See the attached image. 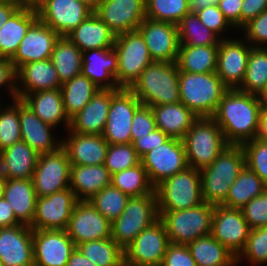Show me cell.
I'll return each instance as SVG.
<instances>
[{"label":"cell","instance_id":"1","mask_svg":"<svg viewBox=\"0 0 267 266\" xmlns=\"http://www.w3.org/2000/svg\"><path fill=\"white\" fill-rule=\"evenodd\" d=\"M261 105L258 95L228 89L212 116L228 144L242 145L256 138Z\"/></svg>","mask_w":267,"mask_h":266},{"label":"cell","instance_id":"2","mask_svg":"<svg viewBox=\"0 0 267 266\" xmlns=\"http://www.w3.org/2000/svg\"><path fill=\"white\" fill-rule=\"evenodd\" d=\"M245 166L243 146L228 144L212 164L200 170L203 202L223 205L231 185Z\"/></svg>","mask_w":267,"mask_h":266},{"label":"cell","instance_id":"3","mask_svg":"<svg viewBox=\"0 0 267 266\" xmlns=\"http://www.w3.org/2000/svg\"><path fill=\"white\" fill-rule=\"evenodd\" d=\"M129 89L146 106L180 102L177 63L153 61Z\"/></svg>","mask_w":267,"mask_h":266},{"label":"cell","instance_id":"4","mask_svg":"<svg viewBox=\"0 0 267 266\" xmlns=\"http://www.w3.org/2000/svg\"><path fill=\"white\" fill-rule=\"evenodd\" d=\"M228 89L216 72L179 71L180 102L198 117H212Z\"/></svg>","mask_w":267,"mask_h":266},{"label":"cell","instance_id":"5","mask_svg":"<svg viewBox=\"0 0 267 266\" xmlns=\"http://www.w3.org/2000/svg\"><path fill=\"white\" fill-rule=\"evenodd\" d=\"M182 140L187 164L197 170L212 164L228 145L212 117H198Z\"/></svg>","mask_w":267,"mask_h":266},{"label":"cell","instance_id":"6","mask_svg":"<svg viewBox=\"0 0 267 266\" xmlns=\"http://www.w3.org/2000/svg\"><path fill=\"white\" fill-rule=\"evenodd\" d=\"M215 206L208 203L178 211H158L170 243L188 244L211 234Z\"/></svg>","mask_w":267,"mask_h":266},{"label":"cell","instance_id":"7","mask_svg":"<svg viewBox=\"0 0 267 266\" xmlns=\"http://www.w3.org/2000/svg\"><path fill=\"white\" fill-rule=\"evenodd\" d=\"M158 211H178L203 203L200 170L186 167L155 187Z\"/></svg>","mask_w":267,"mask_h":266},{"label":"cell","instance_id":"8","mask_svg":"<svg viewBox=\"0 0 267 266\" xmlns=\"http://www.w3.org/2000/svg\"><path fill=\"white\" fill-rule=\"evenodd\" d=\"M158 219L156 194L130 197L124 211L111 223V238L124 249Z\"/></svg>","mask_w":267,"mask_h":266},{"label":"cell","instance_id":"9","mask_svg":"<svg viewBox=\"0 0 267 266\" xmlns=\"http://www.w3.org/2000/svg\"><path fill=\"white\" fill-rule=\"evenodd\" d=\"M113 48L118 57L115 81L119 88L129 89L153 60L138 30L116 35Z\"/></svg>","mask_w":267,"mask_h":266},{"label":"cell","instance_id":"10","mask_svg":"<svg viewBox=\"0 0 267 266\" xmlns=\"http://www.w3.org/2000/svg\"><path fill=\"white\" fill-rule=\"evenodd\" d=\"M169 243L165 226L158 219L123 249V265L161 266Z\"/></svg>","mask_w":267,"mask_h":266},{"label":"cell","instance_id":"11","mask_svg":"<svg viewBox=\"0 0 267 266\" xmlns=\"http://www.w3.org/2000/svg\"><path fill=\"white\" fill-rule=\"evenodd\" d=\"M141 105L140 100L130 89H111V105L102 133L109 144L132 143V120Z\"/></svg>","mask_w":267,"mask_h":266},{"label":"cell","instance_id":"12","mask_svg":"<svg viewBox=\"0 0 267 266\" xmlns=\"http://www.w3.org/2000/svg\"><path fill=\"white\" fill-rule=\"evenodd\" d=\"M70 161L66 150L39 154L32 181L37 197H44L70 188Z\"/></svg>","mask_w":267,"mask_h":266},{"label":"cell","instance_id":"13","mask_svg":"<svg viewBox=\"0 0 267 266\" xmlns=\"http://www.w3.org/2000/svg\"><path fill=\"white\" fill-rule=\"evenodd\" d=\"M140 159L154 187L188 167L183 140L177 138L154 147Z\"/></svg>","mask_w":267,"mask_h":266},{"label":"cell","instance_id":"14","mask_svg":"<svg viewBox=\"0 0 267 266\" xmlns=\"http://www.w3.org/2000/svg\"><path fill=\"white\" fill-rule=\"evenodd\" d=\"M34 6L38 18L59 36H66L93 12L78 0H38Z\"/></svg>","mask_w":267,"mask_h":266},{"label":"cell","instance_id":"15","mask_svg":"<svg viewBox=\"0 0 267 266\" xmlns=\"http://www.w3.org/2000/svg\"><path fill=\"white\" fill-rule=\"evenodd\" d=\"M78 201L70 188L37 197L35 216L30 227L35 230H66Z\"/></svg>","mask_w":267,"mask_h":266},{"label":"cell","instance_id":"16","mask_svg":"<svg viewBox=\"0 0 267 266\" xmlns=\"http://www.w3.org/2000/svg\"><path fill=\"white\" fill-rule=\"evenodd\" d=\"M250 231L241 209L215 206L211 235L236 257L244 249Z\"/></svg>","mask_w":267,"mask_h":266},{"label":"cell","instance_id":"17","mask_svg":"<svg viewBox=\"0 0 267 266\" xmlns=\"http://www.w3.org/2000/svg\"><path fill=\"white\" fill-rule=\"evenodd\" d=\"M252 46L243 38L221 39L216 74L229 89L238 88L245 76Z\"/></svg>","mask_w":267,"mask_h":266},{"label":"cell","instance_id":"18","mask_svg":"<svg viewBox=\"0 0 267 266\" xmlns=\"http://www.w3.org/2000/svg\"><path fill=\"white\" fill-rule=\"evenodd\" d=\"M34 266H66L76 248L66 230L32 229Z\"/></svg>","mask_w":267,"mask_h":266},{"label":"cell","instance_id":"19","mask_svg":"<svg viewBox=\"0 0 267 266\" xmlns=\"http://www.w3.org/2000/svg\"><path fill=\"white\" fill-rule=\"evenodd\" d=\"M66 232L77 246L86 241L111 237V222L88 200H79L71 214Z\"/></svg>","mask_w":267,"mask_h":266},{"label":"cell","instance_id":"20","mask_svg":"<svg viewBox=\"0 0 267 266\" xmlns=\"http://www.w3.org/2000/svg\"><path fill=\"white\" fill-rule=\"evenodd\" d=\"M94 13L115 35L135 31L146 18L145 0H101Z\"/></svg>","mask_w":267,"mask_h":266},{"label":"cell","instance_id":"21","mask_svg":"<svg viewBox=\"0 0 267 266\" xmlns=\"http://www.w3.org/2000/svg\"><path fill=\"white\" fill-rule=\"evenodd\" d=\"M153 61L176 62L179 51L177 25L145 18L137 29Z\"/></svg>","mask_w":267,"mask_h":266},{"label":"cell","instance_id":"22","mask_svg":"<svg viewBox=\"0 0 267 266\" xmlns=\"http://www.w3.org/2000/svg\"><path fill=\"white\" fill-rule=\"evenodd\" d=\"M59 35L39 18L29 27L17 51L10 59L15 70L20 66L50 59Z\"/></svg>","mask_w":267,"mask_h":266},{"label":"cell","instance_id":"23","mask_svg":"<svg viewBox=\"0 0 267 266\" xmlns=\"http://www.w3.org/2000/svg\"><path fill=\"white\" fill-rule=\"evenodd\" d=\"M0 264L34 266L30 226L19 224L0 228Z\"/></svg>","mask_w":267,"mask_h":266},{"label":"cell","instance_id":"24","mask_svg":"<svg viewBox=\"0 0 267 266\" xmlns=\"http://www.w3.org/2000/svg\"><path fill=\"white\" fill-rule=\"evenodd\" d=\"M19 121L22 141L38 154L50 153L62 146L56 141L54 127L43 122L21 99H19Z\"/></svg>","mask_w":267,"mask_h":266},{"label":"cell","instance_id":"25","mask_svg":"<svg viewBox=\"0 0 267 266\" xmlns=\"http://www.w3.org/2000/svg\"><path fill=\"white\" fill-rule=\"evenodd\" d=\"M68 137L62 138L71 165H102L105 162L109 143L102 135L79 134L66 131Z\"/></svg>","mask_w":267,"mask_h":266},{"label":"cell","instance_id":"26","mask_svg":"<svg viewBox=\"0 0 267 266\" xmlns=\"http://www.w3.org/2000/svg\"><path fill=\"white\" fill-rule=\"evenodd\" d=\"M61 85L50 59L30 62L16 70L17 99H22L32 92L61 88Z\"/></svg>","mask_w":267,"mask_h":266},{"label":"cell","instance_id":"27","mask_svg":"<svg viewBox=\"0 0 267 266\" xmlns=\"http://www.w3.org/2000/svg\"><path fill=\"white\" fill-rule=\"evenodd\" d=\"M82 60V74L99 89H120L115 81L118 57L114 48L84 51Z\"/></svg>","mask_w":267,"mask_h":266},{"label":"cell","instance_id":"28","mask_svg":"<svg viewBox=\"0 0 267 266\" xmlns=\"http://www.w3.org/2000/svg\"><path fill=\"white\" fill-rule=\"evenodd\" d=\"M111 105V89H99L85 107L70 119V130L102 135Z\"/></svg>","mask_w":267,"mask_h":266},{"label":"cell","instance_id":"29","mask_svg":"<svg viewBox=\"0 0 267 266\" xmlns=\"http://www.w3.org/2000/svg\"><path fill=\"white\" fill-rule=\"evenodd\" d=\"M38 19L34 5L23 4L0 28V58L11 59L29 27Z\"/></svg>","mask_w":267,"mask_h":266},{"label":"cell","instance_id":"30","mask_svg":"<svg viewBox=\"0 0 267 266\" xmlns=\"http://www.w3.org/2000/svg\"><path fill=\"white\" fill-rule=\"evenodd\" d=\"M45 123L56 128L63 123L70 128V119L65 113L61 88L26 94L21 99Z\"/></svg>","mask_w":267,"mask_h":266},{"label":"cell","instance_id":"31","mask_svg":"<svg viewBox=\"0 0 267 266\" xmlns=\"http://www.w3.org/2000/svg\"><path fill=\"white\" fill-rule=\"evenodd\" d=\"M39 154L24 141L0 151V173L6 179H32Z\"/></svg>","mask_w":267,"mask_h":266},{"label":"cell","instance_id":"32","mask_svg":"<svg viewBox=\"0 0 267 266\" xmlns=\"http://www.w3.org/2000/svg\"><path fill=\"white\" fill-rule=\"evenodd\" d=\"M115 36L94 12L66 35L82 52L93 49L113 48Z\"/></svg>","mask_w":267,"mask_h":266},{"label":"cell","instance_id":"33","mask_svg":"<svg viewBox=\"0 0 267 266\" xmlns=\"http://www.w3.org/2000/svg\"><path fill=\"white\" fill-rule=\"evenodd\" d=\"M112 175L102 165H71L70 189L78 200H89L94 194L111 185Z\"/></svg>","mask_w":267,"mask_h":266},{"label":"cell","instance_id":"34","mask_svg":"<svg viewBox=\"0 0 267 266\" xmlns=\"http://www.w3.org/2000/svg\"><path fill=\"white\" fill-rule=\"evenodd\" d=\"M3 197L12 206L16 219L30 226L37 201L32 179H6Z\"/></svg>","mask_w":267,"mask_h":266},{"label":"cell","instance_id":"35","mask_svg":"<svg viewBox=\"0 0 267 266\" xmlns=\"http://www.w3.org/2000/svg\"><path fill=\"white\" fill-rule=\"evenodd\" d=\"M157 129L170 138L183 139L193 122L198 118L182 102L151 107Z\"/></svg>","mask_w":267,"mask_h":266},{"label":"cell","instance_id":"36","mask_svg":"<svg viewBox=\"0 0 267 266\" xmlns=\"http://www.w3.org/2000/svg\"><path fill=\"white\" fill-rule=\"evenodd\" d=\"M197 266H235L236 256L211 234L187 244Z\"/></svg>","mask_w":267,"mask_h":266},{"label":"cell","instance_id":"37","mask_svg":"<svg viewBox=\"0 0 267 266\" xmlns=\"http://www.w3.org/2000/svg\"><path fill=\"white\" fill-rule=\"evenodd\" d=\"M218 45H179L177 66L188 73H210L217 69Z\"/></svg>","mask_w":267,"mask_h":266},{"label":"cell","instance_id":"38","mask_svg":"<svg viewBox=\"0 0 267 266\" xmlns=\"http://www.w3.org/2000/svg\"><path fill=\"white\" fill-rule=\"evenodd\" d=\"M82 55L83 52L66 36H60L55 42L50 60L62 84L82 73Z\"/></svg>","mask_w":267,"mask_h":266},{"label":"cell","instance_id":"39","mask_svg":"<svg viewBox=\"0 0 267 266\" xmlns=\"http://www.w3.org/2000/svg\"><path fill=\"white\" fill-rule=\"evenodd\" d=\"M266 189L267 186L260 177L245 166L231 185L223 206L242 209L250 200L262 194Z\"/></svg>","mask_w":267,"mask_h":266},{"label":"cell","instance_id":"40","mask_svg":"<svg viewBox=\"0 0 267 266\" xmlns=\"http://www.w3.org/2000/svg\"><path fill=\"white\" fill-rule=\"evenodd\" d=\"M99 88L82 73L61 85L66 115L71 119L93 98Z\"/></svg>","mask_w":267,"mask_h":266},{"label":"cell","instance_id":"41","mask_svg":"<svg viewBox=\"0 0 267 266\" xmlns=\"http://www.w3.org/2000/svg\"><path fill=\"white\" fill-rule=\"evenodd\" d=\"M76 247L97 266H124L123 249L111 237L86 241Z\"/></svg>","mask_w":267,"mask_h":266},{"label":"cell","instance_id":"42","mask_svg":"<svg viewBox=\"0 0 267 266\" xmlns=\"http://www.w3.org/2000/svg\"><path fill=\"white\" fill-rule=\"evenodd\" d=\"M111 185L129 197L156 194L155 187L150 183L147 171L141 162L138 165L113 174Z\"/></svg>","mask_w":267,"mask_h":266},{"label":"cell","instance_id":"43","mask_svg":"<svg viewBox=\"0 0 267 266\" xmlns=\"http://www.w3.org/2000/svg\"><path fill=\"white\" fill-rule=\"evenodd\" d=\"M267 84V48L252 47L250 50L246 73L237 88L249 94L258 95Z\"/></svg>","mask_w":267,"mask_h":266},{"label":"cell","instance_id":"44","mask_svg":"<svg viewBox=\"0 0 267 266\" xmlns=\"http://www.w3.org/2000/svg\"><path fill=\"white\" fill-rule=\"evenodd\" d=\"M179 45H219L220 38L202 24L195 13L186 14L177 24Z\"/></svg>","mask_w":267,"mask_h":266},{"label":"cell","instance_id":"45","mask_svg":"<svg viewBox=\"0 0 267 266\" xmlns=\"http://www.w3.org/2000/svg\"><path fill=\"white\" fill-rule=\"evenodd\" d=\"M129 199L128 195L110 185L94 194L88 201L112 223L124 211Z\"/></svg>","mask_w":267,"mask_h":266},{"label":"cell","instance_id":"46","mask_svg":"<svg viewBox=\"0 0 267 266\" xmlns=\"http://www.w3.org/2000/svg\"><path fill=\"white\" fill-rule=\"evenodd\" d=\"M188 0H145L146 17L177 25L190 13Z\"/></svg>","mask_w":267,"mask_h":266},{"label":"cell","instance_id":"47","mask_svg":"<svg viewBox=\"0 0 267 266\" xmlns=\"http://www.w3.org/2000/svg\"><path fill=\"white\" fill-rule=\"evenodd\" d=\"M6 105L4 107L0 105V151L22 140L19 99H14L11 105Z\"/></svg>","mask_w":267,"mask_h":266},{"label":"cell","instance_id":"48","mask_svg":"<svg viewBox=\"0 0 267 266\" xmlns=\"http://www.w3.org/2000/svg\"><path fill=\"white\" fill-rule=\"evenodd\" d=\"M245 259L251 266L267 264V226L251 229L244 249L236 257V264Z\"/></svg>","mask_w":267,"mask_h":266},{"label":"cell","instance_id":"49","mask_svg":"<svg viewBox=\"0 0 267 266\" xmlns=\"http://www.w3.org/2000/svg\"><path fill=\"white\" fill-rule=\"evenodd\" d=\"M141 162L132 143L109 144L104 166L111 175L138 165Z\"/></svg>","mask_w":267,"mask_h":266},{"label":"cell","instance_id":"50","mask_svg":"<svg viewBox=\"0 0 267 266\" xmlns=\"http://www.w3.org/2000/svg\"><path fill=\"white\" fill-rule=\"evenodd\" d=\"M246 166L254 171L267 186V141L258 138L242 144Z\"/></svg>","mask_w":267,"mask_h":266},{"label":"cell","instance_id":"51","mask_svg":"<svg viewBox=\"0 0 267 266\" xmlns=\"http://www.w3.org/2000/svg\"><path fill=\"white\" fill-rule=\"evenodd\" d=\"M251 229L267 226V189L241 209Z\"/></svg>","mask_w":267,"mask_h":266},{"label":"cell","instance_id":"52","mask_svg":"<svg viewBox=\"0 0 267 266\" xmlns=\"http://www.w3.org/2000/svg\"><path fill=\"white\" fill-rule=\"evenodd\" d=\"M240 30H244L243 37L252 47L267 48V10L250 20Z\"/></svg>","mask_w":267,"mask_h":266},{"label":"cell","instance_id":"53","mask_svg":"<svg viewBox=\"0 0 267 266\" xmlns=\"http://www.w3.org/2000/svg\"><path fill=\"white\" fill-rule=\"evenodd\" d=\"M196 15L199 17V20L202 22V24L210 29L220 39H228V36L224 37L225 34L223 33H225L227 29L233 27L225 19L218 5L208 6L206 9L197 12Z\"/></svg>","mask_w":267,"mask_h":266},{"label":"cell","instance_id":"54","mask_svg":"<svg viewBox=\"0 0 267 266\" xmlns=\"http://www.w3.org/2000/svg\"><path fill=\"white\" fill-rule=\"evenodd\" d=\"M157 129L155 117L150 106L141 105L135 112L132 126V143L139 137L145 136Z\"/></svg>","mask_w":267,"mask_h":266},{"label":"cell","instance_id":"55","mask_svg":"<svg viewBox=\"0 0 267 266\" xmlns=\"http://www.w3.org/2000/svg\"><path fill=\"white\" fill-rule=\"evenodd\" d=\"M161 266H197L187 244L169 243Z\"/></svg>","mask_w":267,"mask_h":266},{"label":"cell","instance_id":"56","mask_svg":"<svg viewBox=\"0 0 267 266\" xmlns=\"http://www.w3.org/2000/svg\"><path fill=\"white\" fill-rule=\"evenodd\" d=\"M170 139L167 134H164L160 129H155L145 136L139 137L132 144L138 156L141 158L147 152L153 150L154 147L164 144Z\"/></svg>","mask_w":267,"mask_h":266},{"label":"cell","instance_id":"57","mask_svg":"<svg viewBox=\"0 0 267 266\" xmlns=\"http://www.w3.org/2000/svg\"><path fill=\"white\" fill-rule=\"evenodd\" d=\"M6 87L12 100L17 99L16 93V70L7 58H0V91Z\"/></svg>","mask_w":267,"mask_h":266},{"label":"cell","instance_id":"58","mask_svg":"<svg viewBox=\"0 0 267 266\" xmlns=\"http://www.w3.org/2000/svg\"><path fill=\"white\" fill-rule=\"evenodd\" d=\"M243 0H220L219 9L222 11L225 19L235 29H241V8Z\"/></svg>","mask_w":267,"mask_h":266},{"label":"cell","instance_id":"59","mask_svg":"<svg viewBox=\"0 0 267 266\" xmlns=\"http://www.w3.org/2000/svg\"><path fill=\"white\" fill-rule=\"evenodd\" d=\"M265 10H267V0H243L241 28Z\"/></svg>","mask_w":267,"mask_h":266},{"label":"cell","instance_id":"60","mask_svg":"<svg viewBox=\"0 0 267 266\" xmlns=\"http://www.w3.org/2000/svg\"><path fill=\"white\" fill-rule=\"evenodd\" d=\"M21 224L15 217L12 206L5 200L0 199V228L12 227Z\"/></svg>","mask_w":267,"mask_h":266},{"label":"cell","instance_id":"61","mask_svg":"<svg viewBox=\"0 0 267 266\" xmlns=\"http://www.w3.org/2000/svg\"><path fill=\"white\" fill-rule=\"evenodd\" d=\"M22 5L19 0L0 1V28Z\"/></svg>","mask_w":267,"mask_h":266},{"label":"cell","instance_id":"62","mask_svg":"<svg viewBox=\"0 0 267 266\" xmlns=\"http://www.w3.org/2000/svg\"><path fill=\"white\" fill-rule=\"evenodd\" d=\"M66 266H97V265H95L93 262L87 259L81 253V251L76 247L72 251Z\"/></svg>","mask_w":267,"mask_h":266},{"label":"cell","instance_id":"63","mask_svg":"<svg viewBox=\"0 0 267 266\" xmlns=\"http://www.w3.org/2000/svg\"><path fill=\"white\" fill-rule=\"evenodd\" d=\"M256 138L267 141V110L261 109Z\"/></svg>","mask_w":267,"mask_h":266},{"label":"cell","instance_id":"64","mask_svg":"<svg viewBox=\"0 0 267 266\" xmlns=\"http://www.w3.org/2000/svg\"><path fill=\"white\" fill-rule=\"evenodd\" d=\"M189 3V12L190 13H197L199 11H202L203 9H206L208 6L215 5L213 3V0H188Z\"/></svg>","mask_w":267,"mask_h":266},{"label":"cell","instance_id":"65","mask_svg":"<svg viewBox=\"0 0 267 266\" xmlns=\"http://www.w3.org/2000/svg\"><path fill=\"white\" fill-rule=\"evenodd\" d=\"M258 98L260 101L261 109L267 110V84L264 89L258 94Z\"/></svg>","mask_w":267,"mask_h":266},{"label":"cell","instance_id":"66","mask_svg":"<svg viewBox=\"0 0 267 266\" xmlns=\"http://www.w3.org/2000/svg\"><path fill=\"white\" fill-rule=\"evenodd\" d=\"M78 1L87 5L94 12L101 0H78Z\"/></svg>","mask_w":267,"mask_h":266},{"label":"cell","instance_id":"67","mask_svg":"<svg viewBox=\"0 0 267 266\" xmlns=\"http://www.w3.org/2000/svg\"><path fill=\"white\" fill-rule=\"evenodd\" d=\"M6 178L0 173V199L3 198Z\"/></svg>","mask_w":267,"mask_h":266},{"label":"cell","instance_id":"68","mask_svg":"<svg viewBox=\"0 0 267 266\" xmlns=\"http://www.w3.org/2000/svg\"><path fill=\"white\" fill-rule=\"evenodd\" d=\"M21 1L23 4H32L34 5L38 0H19Z\"/></svg>","mask_w":267,"mask_h":266},{"label":"cell","instance_id":"69","mask_svg":"<svg viewBox=\"0 0 267 266\" xmlns=\"http://www.w3.org/2000/svg\"><path fill=\"white\" fill-rule=\"evenodd\" d=\"M219 1H220V0H213V3H214L215 5H218Z\"/></svg>","mask_w":267,"mask_h":266}]
</instances>
